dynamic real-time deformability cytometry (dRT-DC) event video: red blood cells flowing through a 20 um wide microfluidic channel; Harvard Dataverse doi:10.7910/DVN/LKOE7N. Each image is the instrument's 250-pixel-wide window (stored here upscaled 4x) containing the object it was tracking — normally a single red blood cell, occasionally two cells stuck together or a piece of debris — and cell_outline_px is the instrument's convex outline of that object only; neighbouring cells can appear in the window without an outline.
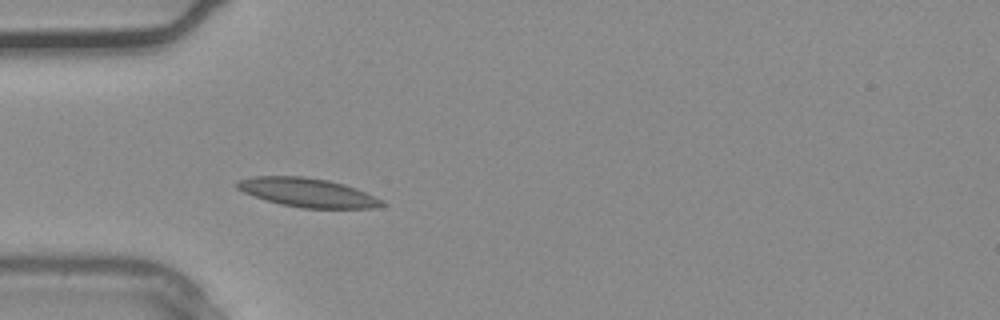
{"species": "common noctule bat (a hibernating species)", "species_latin": "Nyctalus noctula", "temperature_condition": "warm", "stored_images_in_passage": 26, "camera_frame_rate_fps": 3000, "um_per_image_px": 0.085, "animal": {"sex": "male", "body_mass_g": 20.4}, "frame": {"image": 1, "passage_image": 1, "time_ms": 0.0, "image_size_px": [1000, 320], "cell_outline_px": [[388, 204], [372, 208], [304, 208], [280, 204], [252, 196], [236, 188], [232, 184], [240, 180], [252, 176], [304, 176], [328, 180], [344, 184], [356, 188]], "centroid_in_image_um": [26.07, 16.36], "position_along_channel_um": 58.9, "area_um2": 24.33}}